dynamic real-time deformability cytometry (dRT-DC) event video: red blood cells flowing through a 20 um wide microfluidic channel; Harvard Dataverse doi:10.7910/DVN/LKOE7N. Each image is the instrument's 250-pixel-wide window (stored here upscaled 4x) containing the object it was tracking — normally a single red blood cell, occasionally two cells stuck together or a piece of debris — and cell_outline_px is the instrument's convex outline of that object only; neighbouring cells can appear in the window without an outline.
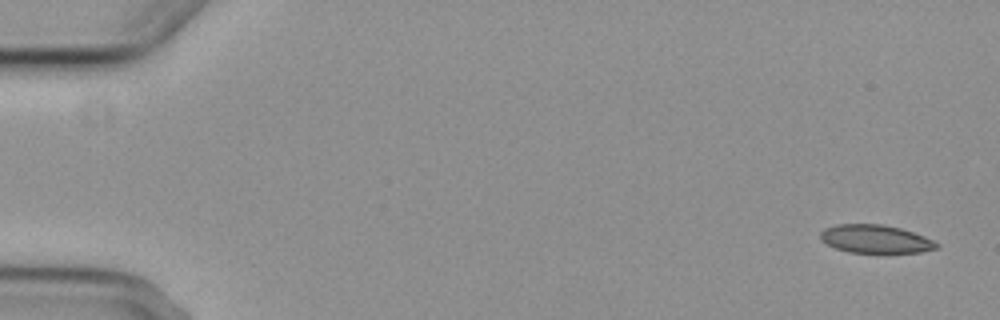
{"species": "common noctule bat (a hibernating species)", "species_latin": "Nyctalus noctula", "temperature_condition": "cold", "stored_images_in_passage": 5, "camera_frame_rate_fps": 3000, "um_per_image_px": 0.085, "animal": {"sex": "female", "body_mass_g": 29.2, "forearm_length_mm": 56.3}, "frame": {"image": 1, "passage_image": 1, "time_ms": 0.0, "image_size_px": [1000, 320], "cell_outline_px": [[940, 248], [920, 252], [848, 252], [836, 248], [820, 240], [820, 232], [824, 228], [836, 224], [884, 224], [900, 228], [924, 236], [940, 244]], "centroid_in_image_um": [74.41, 20.3], "position_along_channel_um": 10.6, "area_um2": 19.07}}